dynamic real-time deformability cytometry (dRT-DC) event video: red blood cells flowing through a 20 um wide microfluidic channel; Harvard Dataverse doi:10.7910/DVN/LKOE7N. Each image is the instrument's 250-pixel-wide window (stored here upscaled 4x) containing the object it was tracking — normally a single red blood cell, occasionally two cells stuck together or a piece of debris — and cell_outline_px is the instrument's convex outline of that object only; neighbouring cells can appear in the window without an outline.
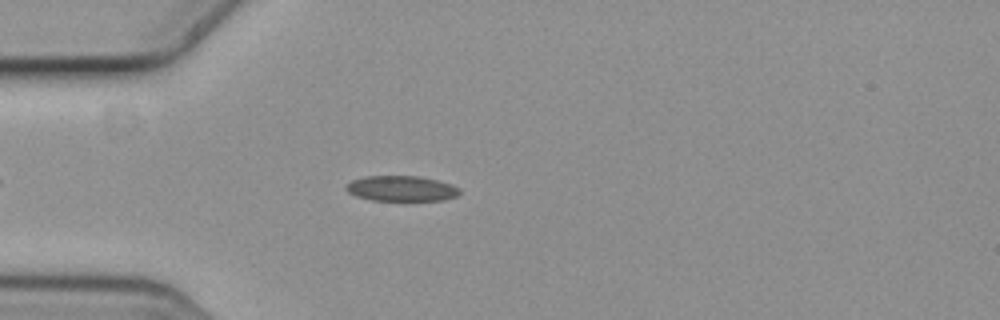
{"species": "common noctule bat (a hibernating species)", "species_latin": "Nyctalus noctula", "temperature_condition": "cold", "stored_images_in_passage": 4, "camera_frame_rate_fps": 3000, "um_per_image_px": 0.085, "animal": {"sex": "female", "body_mass_g": 19.3, "forearm_length_mm": 54.1}, "frame": {"image": 1, "passage_image": 4, "time_ms": 1.0, "image_size_px": [1000, 320], "cell_outline_px": [[460, 192], [456, 196], [444, 200], [372, 200], [356, 196], [348, 192], [344, 188], [352, 180], [368, 176], [416, 176], [436, 180], [460, 188]], "centroid_in_image_um": [34.1, 16.03], "position_along_channel_um": 50.9, "area_um2": 16.53}}